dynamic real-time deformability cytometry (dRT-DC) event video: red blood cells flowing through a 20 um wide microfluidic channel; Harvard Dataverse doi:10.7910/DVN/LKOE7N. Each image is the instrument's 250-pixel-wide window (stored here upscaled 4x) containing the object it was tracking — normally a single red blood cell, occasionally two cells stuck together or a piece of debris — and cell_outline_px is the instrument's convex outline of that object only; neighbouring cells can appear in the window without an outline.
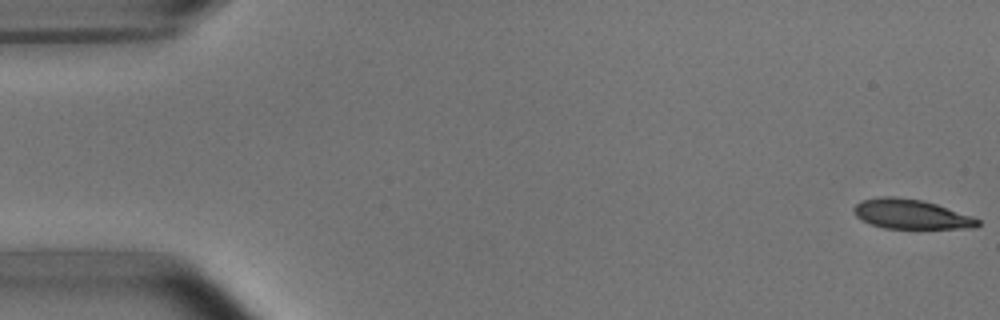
{"species": "common noctule bat (a hibernating species)", "species_latin": "Nyctalus noctula", "temperature_condition": "room temperature", "stored_images_in_passage": 6, "camera_frame_rate_fps": 3000, "um_per_image_px": 0.085, "animal": {"sex": "male", "body_mass_g": 15.6}, "frame": {"image": 1, "passage_image": 1, "time_ms": 0.0, "image_size_px": [1000, 320], "cell_outline_px": [[980, 224], [976, 228], [884, 228], [860, 220], [852, 212], [852, 208], [860, 200], [880, 196], [896, 196], [920, 200], [936, 204], [972, 216], [980, 220]], "centroid_in_image_um": [77.39, 18.2], "position_along_channel_um": 7.6, "area_um2": 21.44}}
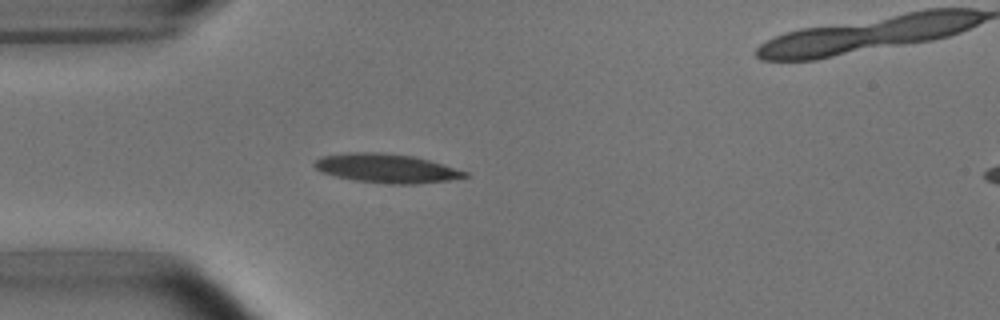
{"frame": {"image": 2, "passage_image": 5, "time_ms": 4.667, "image_size_px": [1000, 320], "cell_outline_px": [[472, 176], [448, 180], [416, 184], [392, 184], [352, 180], [320, 172], [312, 164], [320, 156], [348, 152], [384, 152], [412, 156], [428, 160], [468, 172]], "centroid_in_image_um": [32.82, 14.3], "position_along_channel_um": 52.2, "area_um2": 25.49}}